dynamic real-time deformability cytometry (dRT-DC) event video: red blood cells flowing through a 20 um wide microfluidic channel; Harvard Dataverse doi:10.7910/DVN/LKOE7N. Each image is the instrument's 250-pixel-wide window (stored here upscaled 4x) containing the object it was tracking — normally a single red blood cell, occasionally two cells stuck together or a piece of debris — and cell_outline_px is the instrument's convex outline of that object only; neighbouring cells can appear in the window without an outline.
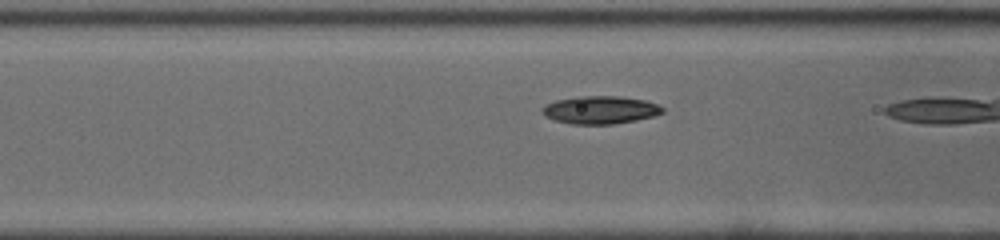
{"species": "common noctule bat (a hibernating species)", "species_latin": "Nyctalus noctula", "temperature_condition": "cold", "stored_images_in_passage": 6, "camera_frame_rate_fps": 3000, "um_per_image_px": 0.085, "animal": {"sex": "male", "body_mass_g": 19.0, "forearm_length_mm": 50.8}, "frame": {"image": 1, "passage_image": 5, "time_ms": 1.333, "image_size_px": [1000, 240], "cell_outline_px": [[664, 112], [652, 116], [636, 120], [612, 124], [572, 124], [556, 120], [544, 116], [544, 108], [548, 104], [556, 100], [576, 96], [616, 96], [644, 100], [656, 104], [664, 108]], "centroid_in_image_um": [51.04, 9.34], "position_along_channel_um": 115.6, "area_um2": 19.19}}